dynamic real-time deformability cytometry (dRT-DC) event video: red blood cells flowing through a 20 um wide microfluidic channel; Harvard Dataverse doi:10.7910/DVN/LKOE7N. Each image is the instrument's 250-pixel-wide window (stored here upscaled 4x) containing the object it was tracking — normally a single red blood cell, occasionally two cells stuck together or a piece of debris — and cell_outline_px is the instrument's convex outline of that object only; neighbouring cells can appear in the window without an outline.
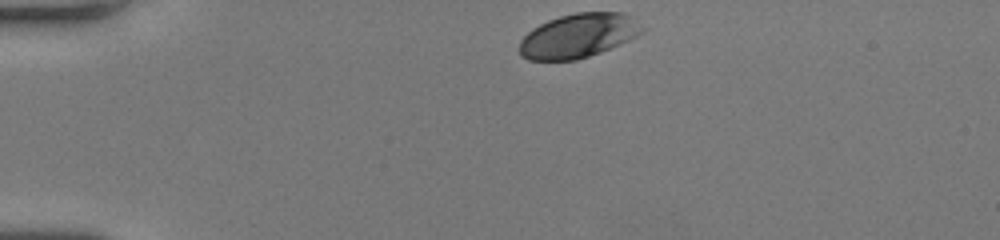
{"species": "human", "species_latin": "Homo sapiens", "temperature_condition": "room temperature", "stored_images_in_passage": 34, "camera_frame_rate_fps": 3000, "um_per_image_px": 0.085, "donor": {"sex": "female"}, "frame": {"image": 1, "passage_image": 1, "time_ms": 0.0, "image_size_px": [1000, 240], "cell_outline_px": [[648, 28], [644, 32], [628, 40], [600, 52], [576, 60], [528, 60], [520, 56], [520, 40], [532, 28], [548, 20], [560, 16], [576, 12], [624, 12]], "centroid_in_image_um": [49.18, 3.02], "position_along_channel_um": 35.8, "area_um2": 31.67}}
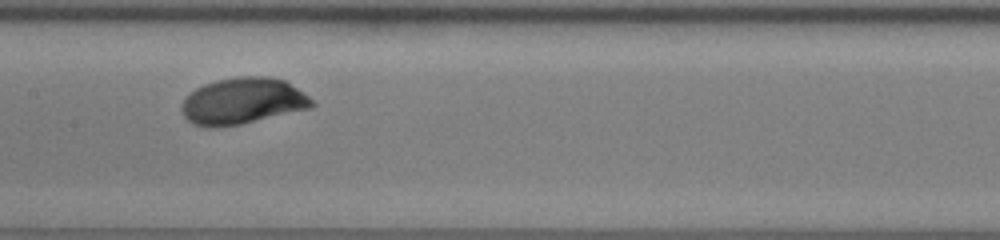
{"frame": {"image": 2, "passage_image": 17, "time_ms": 5.333, "image_size_px": [1000, 240], "cell_outline_px": [[316, 104], [308, 108], [240, 124], [220, 128], [208, 128], [192, 124], [184, 116], [180, 108], [184, 100], [196, 88], [204, 84], [216, 80], [236, 76], [268, 76], [284, 80], [308, 96]], "centroid_in_image_um": [20.58, 8.59], "position_along_channel_um": 186.8, "area_um2": 35.03}}
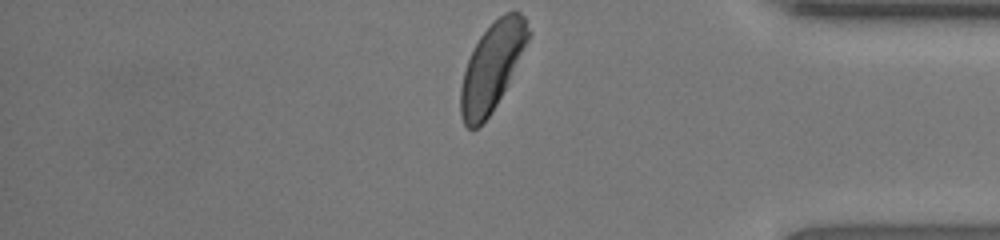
{"frame": {"image": 3, "passage_image": 34, "time_ms": 11.0, "image_size_px": [1000, 240], "cell_outline_px": [[532, 32], [492, 112], [476, 128], [468, 128], [464, 124], [460, 116], [460, 88], [464, 72], [468, 60], [480, 36], [504, 12], [520, 12], [524, 16]], "centroid_in_image_um": [41.8, 5.66], "position_along_channel_um": 393.4, "area_um2": 33.47}, "authors_computed_cell_mechanics": {"area_um2": 34.0442, "velocity_mm_per_s": 3.9753, "shape_relaxation_time_tau1_ms": 3.9504, "shape_relaxation_time_tau2_ms": null, "deformation_change_tau1": 0.1747, "deformation_change_tau2": null}}